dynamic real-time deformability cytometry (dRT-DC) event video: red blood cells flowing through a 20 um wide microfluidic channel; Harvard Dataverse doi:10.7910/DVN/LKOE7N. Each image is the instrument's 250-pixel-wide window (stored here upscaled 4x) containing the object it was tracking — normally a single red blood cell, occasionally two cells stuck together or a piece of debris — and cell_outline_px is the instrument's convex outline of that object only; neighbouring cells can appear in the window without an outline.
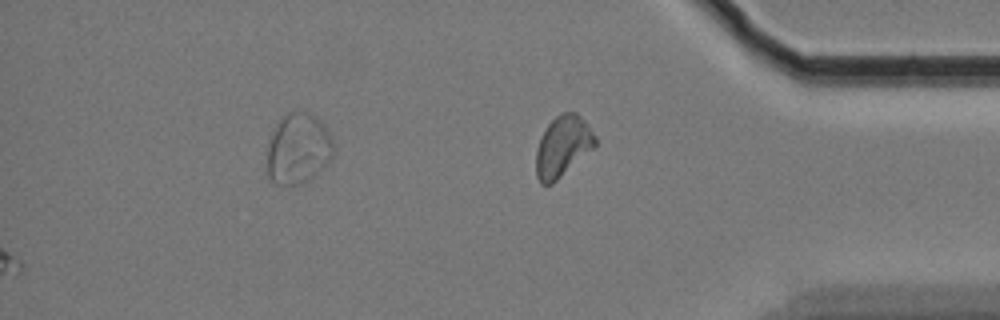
{"species": "Egyptian fruit bat (a non-hibernating species)", "species_latin": "Rousettus aegyptiacus", "temperature_condition": "cold", "stored_images_in_passage": 56, "camera_frame_rate_fps": 3000, "um_per_image_px": 0.085, "animal": {"sex": "female"}, "frame": {"image": 1, "passage_image": 56, "time_ms": 18.333, "image_size_px": [1000, 320], "cell_outline_px": [[596, 148], [552, 184], [540, 184], [536, 176], [536, 152], [540, 140], [548, 124], [560, 112], [576, 112], [584, 120], [596, 136]], "centroid_in_image_um": [47.86, 12.46], "position_along_channel_um": 387.3, "area_um2": 21.1}}